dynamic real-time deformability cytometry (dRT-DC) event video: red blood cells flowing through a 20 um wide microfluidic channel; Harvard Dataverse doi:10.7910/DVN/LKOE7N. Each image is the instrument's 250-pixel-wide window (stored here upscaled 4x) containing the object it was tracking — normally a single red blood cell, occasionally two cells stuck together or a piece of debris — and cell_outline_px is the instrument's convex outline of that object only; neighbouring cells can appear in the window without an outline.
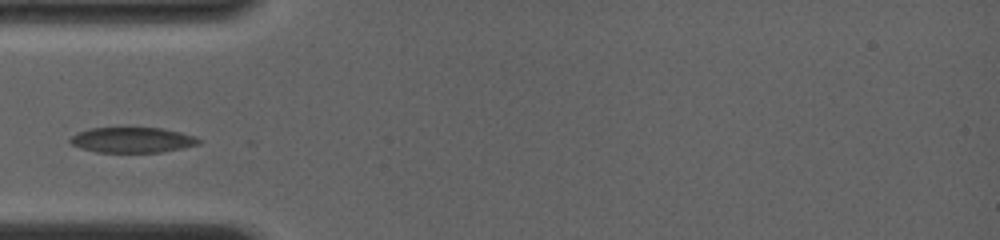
{"species": "common noctule bat (a hibernating species)", "species_latin": "Nyctalus noctula", "temperature_condition": "room temperature", "stored_images_in_passage": 51, "camera_frame_rate_fps": 4000, "um_per_image_px": 0.085, "animal": {"sex": "female", "body_mass_g": 19.0, "forearm_length_mm": 56.7}, "frame": {"image": 1, "passage_image": 1, "time_ms": 0.0, "image_size_px": [1000, 240], "cell_outline_px": [[200, 144], [160, 152], [96, 152], [80, 148], [72, 144], [68, 140], [72, 136], [88, 128], [160, 128], [180, 132], [196, 136], [200, 140]], "centroid_in_image_um": [11.24, 11.9], "position_along_channel_um": 73.8, "area_um2": 18.84}}
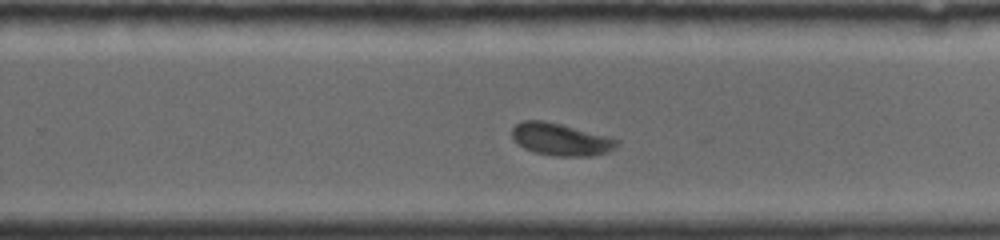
{"frame": {"image": 2, "passage_image": 27, "time_ms": 5.25, "image_size_px": [1000, 240], "cell_outline_px": [[620, 144], [616, 148], [608, 152], [592, 156], [552, 156], [536, 152], [524, 148], [512, 140], [512, 128], [516, 124], [524, 120], [544, 120], [560, 124], [620, 140]], "centroid_in_image_um": [47.65, 11.86], "position_along_channel_um": 282.1, "area_um2": 19.71}}
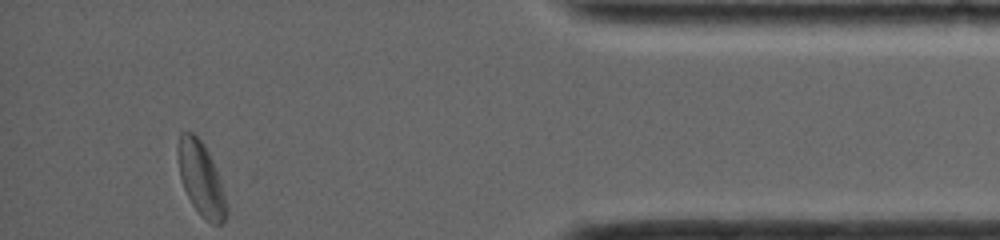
{"frame": {"image": 3, "passage_image": 50, "time_ms": 9.5, "image_size_px": [1000, 240], "cell_outline_px": [[228, 216], [220, 224], [212, 224], [204, 220], [200, 216], [192, 204], [184, 188], [180, 176], [180, 132], [192, 132], [204, 144], [216, 168], [228, 204]], "centroid_in_image_um": [17.16, 15.29], "position_along_channel_um": 418.0, "area_um2": 20.46}}